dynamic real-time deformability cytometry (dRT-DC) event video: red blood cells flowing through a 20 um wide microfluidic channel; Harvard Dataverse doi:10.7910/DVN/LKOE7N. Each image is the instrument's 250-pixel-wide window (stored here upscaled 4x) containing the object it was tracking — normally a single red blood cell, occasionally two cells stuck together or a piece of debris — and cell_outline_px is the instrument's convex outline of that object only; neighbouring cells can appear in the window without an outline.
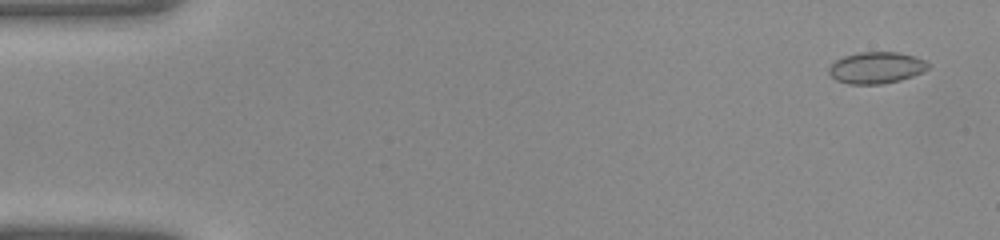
{"species": "common noctule bat (a hibernating species)", "species_latin": "Nyctalus noctula", "temperature_condition": "warm", "stored_images_in_passage": 41, "camera_frame_rate_fps": 3000, "um_per_image_px": 0.085, "animal": {"sex": "female", "body_mass_g": 22.0, "forearm_length_mm": 56.7}, "frame": {"image": 1, "passage_image": 2, "time_ms": 0.333, "image_size_px": [1000, 240], "cell_outline_px": [[932, 64], [924, 72], [900, 80], [884, 84], [848, 84], [836, 80], [828, 72], [828, 68], [836, 60], [844, 56], [860, 52], [900, 52], [916, 56], [928, 60]], "centroid_in_image_um": [74.55, 5.75], "position_along_channel_um": 10.5, "area_um2": 18.55}}
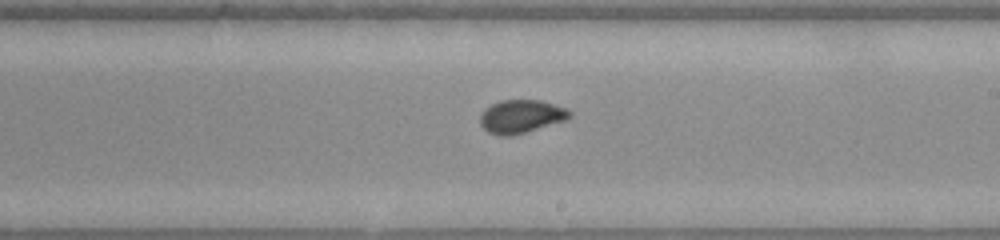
{"frame": {"image": 2, "passage_image": 24, "time_ms": 7.667, "image_size_px": [1000, 240], "cell_outline_px": [[572, 116], [564, 120], [512, 136], [500, 136], [488, 132], [480, 124], [480, 116], [484, 108], [500, 100], [540, 100], [564, 108], [572, 112]], "centroid_in_image_um": [44.25, 9.89], "position_along_channel_um": 244.8, "area_um2": 17.17}}
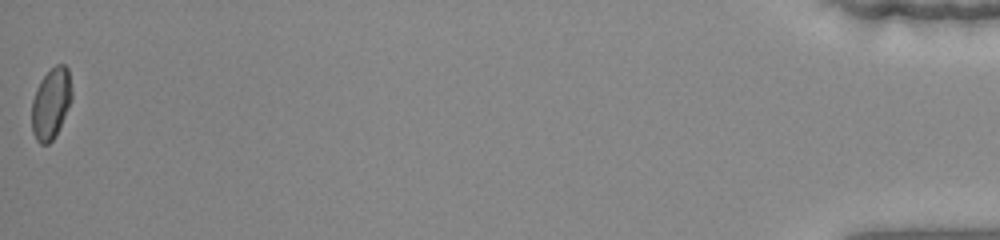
{"frame": {"image": 3, "passage_image": 41, "time_ms": 13.333, "image_size_px": [1000, 240], "cell_outline_px": [[72, 100], [56, 136], [48, 144], [40, 144], [36, 140], [32, 132], [32, 100], [36, 88], [40, 80], [56, 64], [64, 64], [68, 68], [72, 92]], "centroid_in_image_um": [4.34, 8.81], "position_along_channel_um": 430.9, "area_um2": 16.7}}